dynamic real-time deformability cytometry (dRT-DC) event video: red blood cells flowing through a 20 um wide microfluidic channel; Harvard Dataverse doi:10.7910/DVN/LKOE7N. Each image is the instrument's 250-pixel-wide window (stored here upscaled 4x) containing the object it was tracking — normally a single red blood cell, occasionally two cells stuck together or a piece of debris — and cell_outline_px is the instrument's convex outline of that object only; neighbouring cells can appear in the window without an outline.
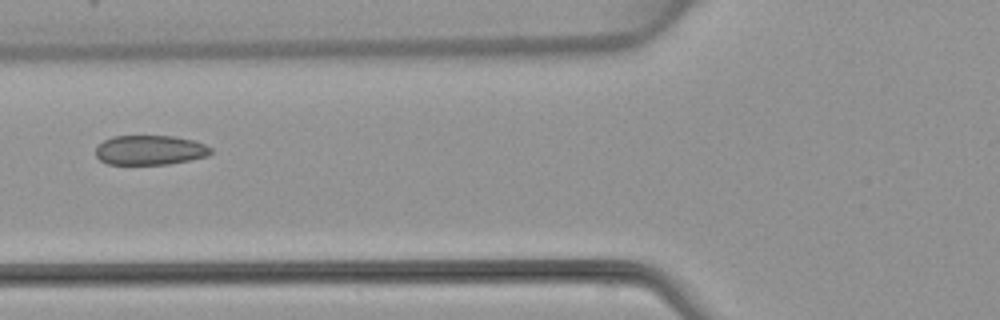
{"species": "common noctule bat (a hibernating species)", "species_latin": "Nyctalus noctula", "temperature_condition": "warm", "stored_images_in_passage": 6, "camera_frame_rate_fps": 3000, "um_per_image_px": 0.085, "animal": {"sex": "female", "body_mass_g": 22.7, "forearm_length_mm": 54.2}, "frame": {"image": 1, "passage_image": 6, "time_ms": 5.667, "image_size_px": [1000, 320], "cell_outline_px": [[212, 152], [208, 156], [168, 164], [108, 164], [100, 160], [96, 156], [96, 148], [104, 140], [112, 136], [172, 136], [196, 140], [212, 148]], "centroid_in_image_um": [12.76, 12.75], "position_along_channel_um": 113.0, "area_um2": 19.88}}